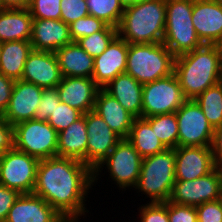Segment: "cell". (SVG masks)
I'll use <instances>...</instances> for the list:
<instances>
[{
	"instance_id": "cell-14",
	"label": "cell",
	"mask_w": 222,
	"mask_h": 222,
	"mask_svg": "<svg viewBox=\"0 0 222 222\" xmlns=\"http://www.w3.org/2000/svg\"><path fill=\"white\" fill-rule=\"evenodd\" d=\"M175 156L176 180L198 179L216 168L211 146L177 147Z\"/></svg>"
},
{
	"instance_id": "cell-21",
	"label": "cell",
	"mask_w": 222,
	"mask_h": 222,
	"mask_svg": "<svg viewBox=\"0 0 222 222\" xmlns=\"http://www.w3.org/2000/svg\"><path fill=\"white\" fill-rule=\"evenodd\" d=\"M192 22L204 44H216L222 36V5L213 0H193Z\"/></svg>"
},
{
	"instance_id": "cell-39",
	"label": "cell",
	"mask_w": 222,
	"mask_h": 222,
	"mask_svg": "<svg viewBox=\"0 0 222 222\" xmlns=\"http://www.w3.org/2000/svg\"><path fill=\"white\" fill-rule=\"evenodd\" d=\"M167 211L169 222H198L196 206L167 201Z\"/></svg>"
},
{
	"instance_id": "cell-18",
	"label": "cell",
	"mask_w": 222,
	"mask_h": 222,
	"mask_svg": "<svg viewBox=\"0 0 222 222\" xmlns=\"http://www.w3.org/2000/svg\"><path fill=\"white\" fill-rule=\"evenodd\" d=\"M56 89L61 102L86 114L88 111L94 110L100 87L92 78L62 77Z\"/></svg>"
},
{
	"instance_id": "cell-22",
	"label": "cell",
	"mask_w": 222,
	"mask_h": 222,
	"mask_svg": "<svg viewBox=\"0 0 222 222\" xmlns=\"http://www.w3.org/2000/svg\"><path fill=\"white\" fill-rule=\"evenodd\" d=\"M94 111L121 138L129 137L135 117L103 88H100L97 93Z\"/></svg>"
},
{
	"instance_id": "cell-37",
	"label": "cell",
	"mask_w": 222,
	"mask_h": 222,
	"mask_svg": "<svg viewBox=\"0 0 222 222\" xmlns=\"http://www.w3.org/2000/svg\"><path fill=\"white\" fill-rule=\"evenodd\" d=\"M60 7L61 20L68 25L89 15L86 0H61Z\"/></svg>"
},
{
	"instance_id": "cell-35",
	"label": "cell",
	"mask_w": 222,
	"mask_h": 222,
	"mask_svg": "<svg viewBox=\"0 0 222 222\" xmlns=\"http://www.w3.org/2000/svg\"><path fill=\"white\" fill-rule=\"evenodd\" d=\"M106 25L102 20L91 15L80 18L69 25L71 39L76 42L82 37L101 31Z\"/></svg>"
},
{
	"instance_id": "cell-5",
	"label": "cell",
	"mask_w": 222,
	"mask_h": 222,
	"mask_svg": "<svg viewBox=\"0 0 222 222\" xmlns=\"http://www.w3.org/2000/svg\"><path fill=\"white\" fill-rule=\"evenodd\" d=\"M175 149L142 159L141 170L134 190L150 198L149 202H167L175 179Z\"/></svg>"
},
{
	"instance_id": "cell-31",
	"label": "cell",
	"mask_w": 222,
	"mask_h": 222,
	"mask_svg": "<svg viewBox=\"0 0 222 222\" xmlns=\"http://www.w3.org/2000/svg\"><path fill=\"white\" fill-rule=\"evenodd\" d=\"M89 15L117 28L125 10L120 0H86Z\"/></svg>"
},
{
	"instance_id": "cell-44",
	"label": "cell",
	"mask_w": 222,
	"mask_h": 222,
	"mask_svg": "<svg viewBox=\"0 0 222 222\" xmlns=\"http://www.w3.org/2000/svg\"><path fill=\"white\" fill-rule=\"evenodd\" d=\"M211 149L215 166L222 168V125L214 128Z\"/></svg>"
},
{
	"instance_id": "cell-30",
	"label": "cell",
	"mask_w": 222,
	"mask_h": 222,
	"mask_svg": "<svg viewBox=\"0 0 222 222\" xmlns=\"http://www.w3.org/2000/svg\"><path fill=\"white\" fill-rule=\"evenodd\" d=\"M151 125L152 130L167 149L178 147V121L176 112L158 114L145 118Z\"/></svg>"
},
{
	"instance_id": "cell-11",
	"label": "cell",
	"mask_w": 222,
	"mask_h": 222,
	"mask_svg": "<svg viewBox=\"0 0 222 222\" xmlns=\"http://www.w3.org/2000/svg\"><path fill=\"white\" fill-rule=\"evenodd\" d=\"M222 198V172L216 167L212 172L194 180H176L169 202L198 206Z\"/></svg>"
},
{
	"instance_id": "cell-2",
	"label": "cell",
	"mask_w": 222,
	"mask_h": 222,
	"mask_svg": "<svg viewBox=\"0 0 222 222\" xmlns=\"http://www.w3.org/2000/svg\"><path fill=\"white\" fill-rule=\"evenodd\" d=\"M174 73L187 100L196 99L209 87L222 81V57L215 44L175 57Z\"/></svg>"
},
{
	"instance_id": "cell-23",
	"label": "cell",
	"mask_w": 222,
	"mask_h": 222,
	"mask_svg": "<svg viewBox=\"0 0 222 222\" xmlns=\"http://www.w3.org/2000/svg\"><path fill=\"white\" fill-rule=\"evenodd\" d=\"M135 118L142 117V90L140 84L129 74L121 73L103 88Z\"/></svg>"
},
{
	"instance_id": "cell-38",
	"label": "cell",
	"mask_w": 222,
	"mask_h": 222,
	"mask_svg": "<svg viewBox=\"0 0 222 222\" xmlns=\"http://www.w3.org/2000/svg\"><path fill=\"white\" fill-rule=\"evenodd\" d=\"M59 94L56 88L44 89L40 99V104L36 108L34 119L47 121L60 103Z\"/></svg>"
},
{
	"instance_id": "cell-15",
	"label": "cell",
	"mask_w": 222,
	"mask_h": 222,
	"mask_svg": "<svg viewBox=\"0 0 222 222\" xmlns=\"http://www.w3.org/2000/svg\"><path fill=\"white\" fill-rule=\"evenodd\" d=\"M43 90L44 88L33 83L16 80L8 108L1 116L2 119L12 126L34 119Z\"/></svg>"
},
{
	"instance_id": "cell-1",
	"label": "cell",
	"mask_w": 222,
	"mask_h": 222,
	"mask_svg": "<svg viewBox=\"0 0 222 222\" xmlns=\"http://www.w3.org/2000/svg\"><path fill=\"white\" fill-rule=\"evenodd\" d=\"M93 185L94 171L89 166L56 156L40 160L33 194L43 198L66 221L79 222L89 212L85 202Z\"/></svg>"
},
{
	"instance_id": "cell-24",
	"label": "cell",
	"mask_w": 222,
	"mask_h": 222,
	"mask_svg": "<svg viewBox=\"0 0 222 222\" xmlns=\"http://www.w3.org/2000/svg\"><path fill=\"white\" fill-rule=\"evenodd\" d=\"M55 55L62 77L92 78L94 58L82 49L77 42L59 48Z\"/></svg>"
},
{
	"instance_id": "cell-19",
	"label": "cell",
	"mask_w": 222,
	"mask_h": 222,
	"mask_svg": "<svg viewBox=\"0 0 222 222\" xmlns=\"http://www.w3.org/2000/svg\"><path fill=\"white\" fill-rule=\"evenodd\" d=\"M5 222H68L43 198L20 194L9 210Z\"/></svg>"
},
{
	"instance_id": "cell-27",
	"label": "cell",
	"mask_w": 222,
	"mask_h": 222,
	"mask_svg": "<svg viewBox=\"0 0 222 222\" xmlns=\"http://www.w3.org/2000/svg\"><path fill=\"white\" fill-rule=\"evenodd\" d=\"M30 41L0 43V73L13 80H21L24 65L32 51Z\"/></svg>"
},
{
	"instance_id": "cell-40",
	"label": "cell",
	"mask_w": 222,
	"mask_h": 222,
	"mask_svg": "<svg viewBox=\"0 0 222 222\" xmlns=\"http://www.w3.org/2000/svg\"><path fill=\"white\" fill-rule=\"evenodd\" d=\"M198 222H222V198L196 206Z\"/></svg>"
},
{
	"instance_id": "cell-4",
	"label": "cell",
	"mask_w": 222,
	"mask_h": 222,
	"mask_svg": "<svg viewBox=\"0 0 222 222\" xmlns=\"http://www.w3.org/2000/svg\"><path fill=\"white\" fill-rule=\"evenodd\" d=\"M175 57L163 42L128 44L125 72L144 85L173 74Z\"/></svg>"
},
{
	"instance_id": "cell-26",
	"label": "cell",
	"mask_w": 222,
	"mask_h": 222,
	"mask_svg": "<svg viewBox=\"0 0 222 222\" xmlns=\"http://www.w3.org/2000/svg\"><path fill=\"white\" fill-rule=\"evenodd\" d=\"M32 21L27 8L0 9V43L30 41Z\"/></svg>"
},
{
	"instance_id": "cell-17",
	"label": "cell",
	"mask_w": 222,
	"mask_h": 222,
	"mask_svg": "<svg viewBox=\"0 0 222 222\" xmlns=\"http://www.w3.org/2000/svg\"><path fill=\"white\" fill-rule=\"evenodd\" d=\"M21 80L44 89L56 88L62 75L55 53L32 50L25 62Z\"/></svg>"
},
{
	"instance_id": "cell-32",
	"label": "cell",
	"mask_w": 222,
	"mask_h": 222,
	"mask_svg": "<svg viewBox=\"0 0 222 222\" xmlns=\"http://www.w3.org/2000/svg\"><path fill=\"white\" fill-rule=\"evenodd\" d=\"M117 35V28L106 25L101 31L82 37L76 42L90 56L95 58L103 53L111 40Z\"/></svg>"
},
{
	"instance_id": "cell-42",
	"label": "cell",
	"mask_w": 222,
	"mask_h": 222,
	"mask_svg": "<svg viewBox=\"0 0 222 222\" xmlns=\"http://www.w3.org/2000/svg\"><path fill=\"white\" fill-rule=\"evenodd\" d=\"M15 80L0 73V116L8 108Z\"/></svg>"
},
{
	"instance_id": "cell-28",
	"label": "cell",
	"mask_w": 222,
	"mask_h": 222,
	"mask_svg": "<svg viewBox=\"0 0 222 222\" xmlns=\"http://www.w3.org/2000/svg\"><path fill=\"white\" fill-rule=\"evenodd\" d=\"M142 158L165 151L167 148L152 130L150 123L143 117L134 118L127 138Z\"/></svg>"
},
{
	"instance_id": "cell-10",
	"label": "cell",
	"mask_w": 222,
	"mask_h": 222,
	"mask_svg": "<svg viewBox=\"0 0 222 222\" xmlns=\"http://www.w3.org/2000/svg\"><path fill=\"white\" fill-rule=\"evenodd\" d=\"M39 162L37 158L13 147L0 158V184L20 194H32Z\"/></svg>"
},
{
	"instance_id": "cell-3",
	"label": "cell",
	"mask_w": 222,
	"mask_h": 222,
	"mask_svg": "<svg viewBox=\"0 0 222 222\" xmlns=\"http://www.w3.org/2000/svg\"><path fill=\"white\" fill-rule=\"evenodd\" d=\"M166 24V0H142L125 8L117 34L128 44L161 43Z\"/></svg>"
},
{
	"instance_id": "cell-43",
	"label": "cell",
	"mask_w": 222,
	"mask_h": 222,
	"mask_svg": "<svg viewBox=\"0 0 222 222\" xmlns=\"http://www.w3.org/2000/svg\"><path fill=\"white\" fill-rule=\"evenodd\" d=\"M13 148V126L0 116V158Z\"/></svg>"
},
{
	"instance_id": "cell-9",
	"label": "cell",
	"mask_w": 222,
	"mask_h": 222,
	"mask_svg": "<svg viewBox=\"0 0 222 222\" xmlns=\"http://www.w3.org/2000/svg\"><path fill=\"white\" fill-rule=\"evenodd\" d=\"M186 100L175 73L146 83L142 90V117L174 113Z\"/></svg>"
},
{
	"instance_id": "cell-13",
	"label": "cell",
	"mask_w": 222,
	"mask_h": 222,
	"mask_svg": "<svg viewBox=\"0 0 222 222\" xmlns=\"http://www.w3.org/2000/svg\"><path fill=\"white\" fill-rule=\"evenodd\" d=\"M88 135L86 165L93 171L122 139L94 110L85 114Z\"/></svg>"
},
{
	"instance_id": "cell-33",
	"label": "cell",
	"mask_w": 222,
	"mask_h": 222,
	"mask_svg": "<svg viewBox=\"0 0 222 222\" xmlns=\"http://www.w3.org/2000/svg\"><path fill=\"white\" fill-rule=\"evenodd\" d=\"M83 116V113L66 103L60 102L47 122L59 133Z\"/></svg>"
},
{
	"instance_id": "cell-12",
	"label": "cell",
	"mask_w": 222,
	"mask_h": 222,
	"mask_svg": "<svg viewBox=\"0 0 222 222\" xmlns=\"http://www.w3.org/2000/svg\"><path fill=\"white\" fill-rule=\"evenodd\" d=\"M178 147L211 146L214 128L195 100H186L176 111Z\"/></svg>"
},
{
	"instance_id": "cell-41",
	"label": "cell",
	"mask_w": 222,
	"mask_h": 222,
	"mask_svg": "<svg viewBox=\"0 0 222 222\" xmlns=\"http://www.w3.org/2000/svg\"><path fill=\"white\" fill-rule=\"evenodd\" d=\"M19 196L17 190L0 184V222H5L9 210Z\"/></svg>"
},
{
	"instance_id": "cell-46",
	"label": "cell",
	"mask_w": 222,
	"mask_h": 222,
	"mask_svg": "<svg viewBox=\"0 0 222 222\" xmlns=\"http://www.w3.org/2000/svg\"><path fill=\"white\" fill-rule=\"evenodd\" d=\"M142 0H120V3L123 5L124 8L134 5L136 2H139Z\"/></svg>"
},
{
	"instance_id": "cell-45",
	"label": "cell",
	"mask_w": 222,
	"mask_h": 222,
	"mask_svg": "<svg viewBox=\"0 0 222 222\" xmlns=\"http://www.w3.org/2000/svg\"><path fill=\"white\" fill-rule=\"evenodd\" d=\"M30 0H0V9L28 8Z\"/></svg>"
},
{
	"instance_id": "cell-20",
	"label": "cell",
	"mask_w": 222,
	"mask_h": 222,
	"mask_svg": "<svg viewBox=\"0 0 222 222\" xmlns=\"http://www.w3.org/2000/svg\"><path fill=\"white\" fill-rule=\"evenodd\" d=\"M72 42L69 25L61 19H33L30 38L33 50L55 53Z\"/></svg>"
},
{
	"instance_id": "cell-16",
	"label": "cell",
	"mask_w": 222,
	"mask_h": 222,
	"mask_svg": "<svg viewBox=\"0 0 222 222\" xmlns=\"http://www.w3.org/2000/svg\"><path fill=\"white\" fill-rule=\"evenodd\" d=\"M127 56L128 43L117 34L106 50L94 58L92 79L100 88H104L119 74L125 73Z\"/></svg>"
},
{
	"instance_id": "cell-47",
	"label": "cell",
	"mask_w": 222,
	"mask_h": 222,
	"mask_svg": "<svg viewBox=\"0 0 222 222\" xmlns=\"http://www.w3.org/2000/svg\"><path fill=\"white\" fill-rule=\"evenodd\" d=\"M216 47L217 49L219 50L220 54H221V57H222V36L221 38L216 42Z\"/></svg>"
},
{
	"instance_id": "cell-25",
	"label": "cell",
	"mask_w": 222,
	"mask_h": 222,
	"mask_svg": "<svg viewBox=\"0 0 222 222\" xmlns=\"http://www.w3.org/2000/svg\"><path fill=\"white\" fill-rule=\"evenodd\" d=\"M88 135L85 114L58 133L57 156L71 158L86 165Z\"/></svg>"
},
{
	"instance_id": "cell-7",
	"label": "cell",
	"mask_w": 222,
	"mask_h": 222,
	"mask_svg": "<svg viewBox=\"0 0 222 222\" xmlns=\"http://www.w3.org/2000/svg\"><path fill=\"white\" fill-rule=\"evenodd\" d=\"M142 159L133 144L127 138H122L94 170V184L98 182V178H101L99 175L106 166L109 178L114 181L113 183L120 191L134 188L139 178Z\"/></svg>"
},
{
	"instance_id": "cell-29",
	"label": "cell",
	"mask_w": 222,
	"mask_h": 222,
	"mask_svg": "<svg viewBox=\"0 0 222 222\" xmlns=\"http://www.w3.org/2000/svg\"><path fill=\"white\" fill-rule=\"evenodd\" d=\"M194 100L213 128L222 125V81L206 89Z\"/></svg>"
},
{
	"instance_id": "cell-34",
	"label": "cell",
	"mask_w": 222,
	"mask_h": 222,
	"mask_svg": "<svg viewBox=\"0 0 222 222\" xmlns=\"http://www.w3.org/2000/svg\"><path fill=\"white\" fill-rule=\"evenodd\" d=\"M61 0H30L28 10L33 19H61Z\"/></svg>"
},
{
	"instance_id": "cell-6",
	"label": "cell",
	"mask_w": 222,
	"mask_h": 222,
	"mask_svg": "<svg viewBox=\"0 0 222 222\" xmlns=\"http://www.w3.org/2000/svg\"><path fill=\"white\" fill-rule=\"evenodd\" d=\"M193 0H166L163 44L175 55L204 45L192 22Z\"/></svg>"
},
{
	"instance_id": "cell-8",
	"label": "cell",
	"mask_w": 222,
	"mask_h": 222,
	"mask_svg": "<svg viewBox=\"0 0 222 222\" xmlns=\"http://www.w3.org/2000/svg\"><path fill=\"white\" fill-rule=\"evenodd\" d=\"M58 132L47 122L31 119L13 126V147L37 158L57 156Z\"/></svg>"
},
{
	"instance_id": "cell-48",
	"label": "cell",
	"mask_w": 222,
	"mask_h": 222,
	"mask_svg": "<svg viewBox=\"0 0 222 222\" xmlns=\"http://www.w3.org/2000/svg\"><path fill=\"white\" fill-rule=\"evenodd\" d=\"M214 2H217L218 4L222 5V0H213Z\"/></svg>"
},
{
	"instance_id": "cell-36",
	"label": "cell",
	"mask_w": 222,
	"mask_h": 222,
	"mask_svg": "<svg viewBox=\"0 0 222 222\" xmlns=\"http://www.w3.org/2000/svg\"><path fill=\"white\" fill-rule=\"evenodd\" d=\"M139 206L138 222H169L167 202H147Z\"/></svg>"
}]
</instances>
